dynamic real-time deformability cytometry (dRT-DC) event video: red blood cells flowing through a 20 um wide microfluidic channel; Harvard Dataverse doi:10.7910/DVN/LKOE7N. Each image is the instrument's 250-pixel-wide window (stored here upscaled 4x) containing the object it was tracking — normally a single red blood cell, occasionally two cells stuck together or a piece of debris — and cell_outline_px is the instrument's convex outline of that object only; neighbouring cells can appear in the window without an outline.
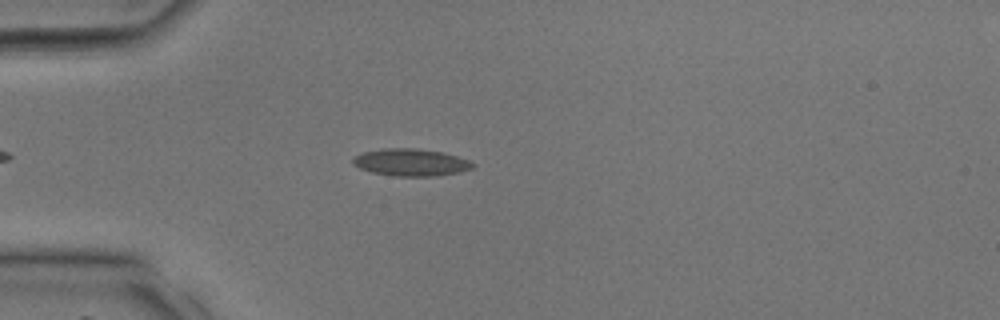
{"species": "common noctule bat (a hibernating species)", "species_latin": "Nyctalus noctula", "temperature_condition": "room temperature", "stored_images_in_passage": 34, "camera_frame_rate_fps": 3000, "um_per_image_px": 0.085, "animal": {"sex": "male", "body_mass_g": 17.9, "forearm_length_mm": 54.2}, "frame": {"image": 1, "passage_image": 8, "time_ms": 2.333, "image_size_px": [1000, 320], "cell_outline_px": [[476, 164], [472, 168], [460, 172], [436, 176], [396, 176], [372, 172], [360, 168], [352, 164], [352, 160], [356, 156], [364, 152], [384, 148], [416, 148], [444, 152], [468, 160]], "centroid_in_image_um": [34.94, 13.8], "position_along_channel_um": 50.1, "area_um2": 18.96}}
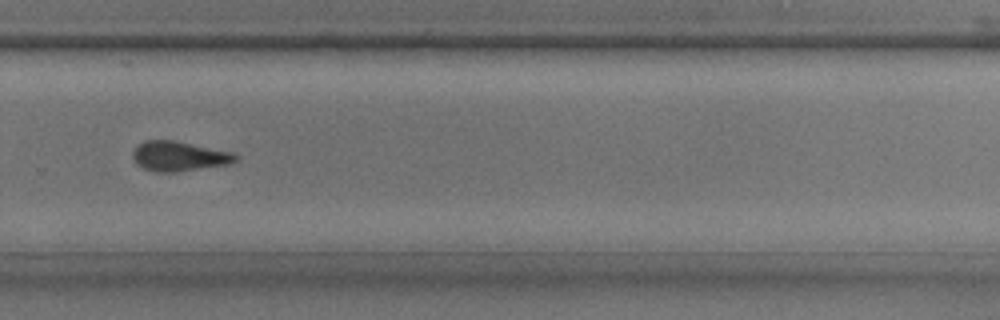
{"frame": {"image": 2, "passage_image": 23, "time_ms": 7.333, "image_size_px": [1000, 320], "cell_outline_px": [[240, 156], [236, 160], [228, 164], [176, 172], [156, 172], [144, 168], [136, 164], [132, 156], [132, 152], [144, 140], [176, 140], [236, 152]], "centroid_in_image_um": [15.26, 13.26], "position_along_channel_um": 314.5, "area_um2": 18.09}}
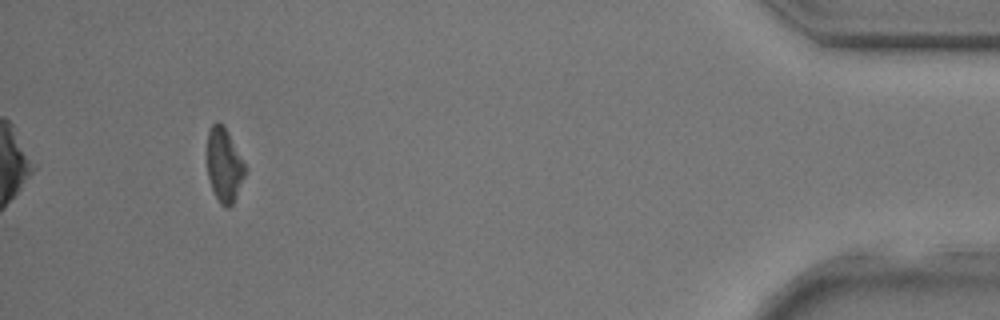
{"frame": {"image": 3, "passage_image": 32, "time_ms": 10.333, "image_size_px": [1000, 320], "cell_outline_px": [[248, 172], [232, 204], [228, 208], [224, 208], [220, 204], [212, 188], [208, 176], [208, 132], [212, 124], [216, 120], [224, 124], [248, 168]], "centroid_in_image_um": [19.1, 14.02], "position_along_channel_um": 416.1, "area_um2": 16.65}}